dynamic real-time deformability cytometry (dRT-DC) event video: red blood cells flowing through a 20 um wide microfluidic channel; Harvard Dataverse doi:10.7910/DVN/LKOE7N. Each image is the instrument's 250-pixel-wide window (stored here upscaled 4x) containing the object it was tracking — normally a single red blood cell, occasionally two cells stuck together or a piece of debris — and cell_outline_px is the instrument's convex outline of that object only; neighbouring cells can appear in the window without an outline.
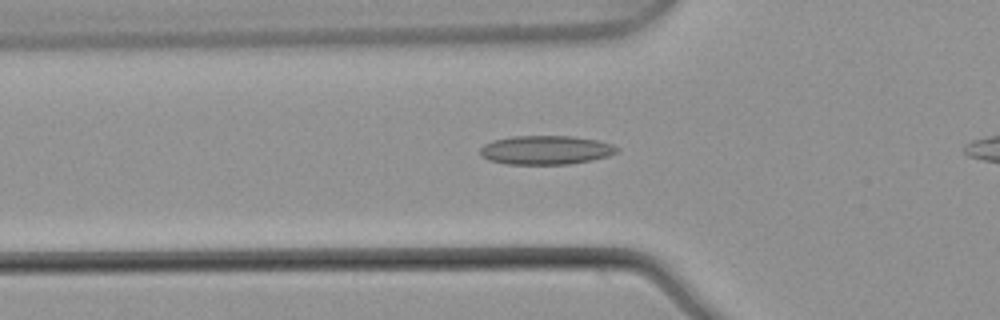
{"species": "common noctule bat (a hibernating species)", "species_latin": "Nyctalus noctula", "temperature_condition": "warm", "stored_images_in_passage": 39, "camera_frame_rate_fps": 3000, "um_per_image_px": 0.085, "animal": {"sex": "male", "body_mass_g": 21.5, "forearm_length_mm": 52.0}, "frame": {"image": 1, "passage_image": 11, "time_ms": 3.333, "image_size_px": [1000, 320], "cell_outline_px": [[620, 152], [608, 156], [592, 160], [568, 164], [508, 164], [488, 160], [480, 156], [480, 148], [484, 144], [492, 140], [512, 136], [572, 136], [600, 140], [612, 144], [620, 148]], "centroid_in_image_um": [46.42, 12.75], "position_along_channel_um": 79.4, "area_um2": 23.35}}
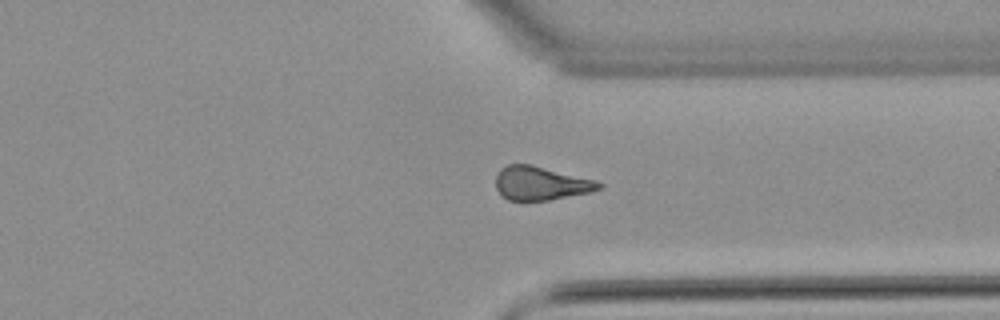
{"frame": {"image": 2, "passage_image": 33, "time_ms": 10.667, "image_size_px": [1000, 320], "cell_outline_px": [[604, 188], [588, 192], [548, 200], [508, 200], [496, 188], [496, 172], [500, 168], [508, 164], [532, 164], [596, 180], [604, 184]], "centroid_in_image_um": [45.97, 15.56], "position_along_channel_um": 365.4, "area_um2": 20.23}}
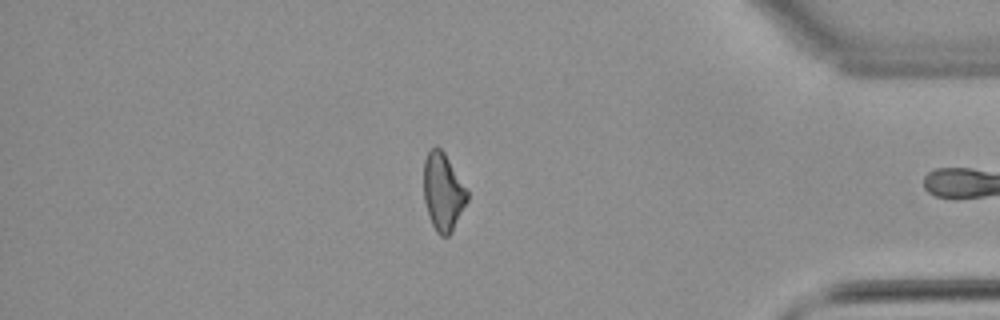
{"frame": {"image": 3, "passage_image": 38, "time_ms": 12.333, "image_size_px": [1000, 320], "cell_outline_px": [[468, 200], [448, 236], [440, 236], [436, 232], [428, 216], [424, 200], [424, 160], [428, 152], [436, 144], [444, 152], [468, 192]], "centroid_in_image_um": [37.63, 16.3], "position_along_channel_um": 397.6, "area_um2": 19.42}}